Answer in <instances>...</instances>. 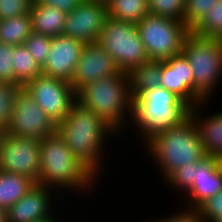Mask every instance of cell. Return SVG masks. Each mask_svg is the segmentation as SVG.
I'll return each mask as SVG.
<instances>
[{"label": "cell", "mask_w": 222, "mask_h": 222, "mask_svg": "<svg viewBox=\"0 0 222 222\" xmlns=\"http://www.w3.org/2000/svg\"><path fill=\"white\" fill-rule=\"evenodd\" d=\"M107 10L113 19L137 24L149 14L148 0H109Z\"/></svg>", "instance_id": "cell-23"}, {"label": "cell", "mask_w": 222, "mask_h": 222, "mask_svg": "<svg viewBox=\"0 0 222 222\" xmlns=\"http://www.w3.org/2000/svg\"><path fill=\"white\" fill-rule=\"evenodd\" d=\"M121 72L113 58L97 42L87 43L70 83L77 93L88 83L97 79L110 78Z\"/></svg>", "instance_id": "cell-13"}, {"label": "cell", "mask_w": 222, "mask_h": 222, "mask_svg": "<svg viewBox=\"0 0 222 222\" xmlns=\"http://www.w3.org/2000/svg\"><path fill=\"white\" fill-rule=\"evenodd\" d=\"M0 170L23 175L36 183L40 170V140L5 133L0 145Z\"/></svg>", "instance_id": "cell-10"}, {"label": "cell", "mask_w": 222, "mask_h": 222, "mask_svg": "<svg viewBox=\"0 0 222 222\" xmlns=\"http://www.w3.org/2000/svg\"><path fill=\"white\" fill-rule=\"evenodd\" d=\"M85 45L64 35L52 38L42 74L70 82Z\"/></svg>", "instance_id": "cell-14"}, {"label": "cell", "mask_w": 222, "mask_h": 222, "mask_svg": "<svg viewBox=\"0 0 222 222\" xmlns=\"http://www.w3.org/2000/svg\"><path fill=\"white\" fill-rule=\"evenodd\" d=\"M36 184L26 176L0 170V207L8 210Z\"/></svg>", "instance_id": "cell-20"}, {"label": "cell", "mask_w": 222, "mask_h": 222, "mask_svg": "<svg viewBox=\"0 0 222 222\" xmlns=\"http://www.w3.org/2000/svg\"><path fill=\"white\" fill-rule=\"evenodd\" d=\"M12 66L15 84L22 87L42 73V69L36 64V61L24 45L14 46Z\"/></svg>", "instance_id": "cell-24"}, {"label": "cell", "mask_w": 222, "mask_h": 222, "mask_svg": "<svg viewBox=\"0 0 222 222\" xmlns=\"http://www.w3.org/2000/svg\"><path fill=\"white\" fill-rule=\"evenodd\" d=\"M21 85L0 81V125L7 129Z\"/></svg>", "instance_id": "cell-26"}, {"label": "cell", "mask_w": 222, "mask_h": 222, "mask_svg": "<svg viewBox=\"0 0 222 222\" xmlns=\"http://www.w3.org/2000/svg\"><path fill=\"white\" fill-rule=\"evenodd\" d=\"M184 210H186L184 212ZM180 213H176L173 216L166 218H158L157 220H152L150 222H205L199 215L198 211L195 209H184ZM160 219V220H159Z\"/></svg>", "instance_id": "cell-34"}, {"label": "cell", "mask_w": 222, "mask_h": 222, "mask_svg": "<svg viewBox=\"0 0 222 222\" xmlns=\"http://www.w3.org/2000/svg\"><path fill=\"white\" fill-rule=\"evenodd\" d=\"M181 52L192 69L194 96L200 102L209 100L222 77V40L200 37L190 31Z\"/></svg>", "instance_id": "cell-6"}, {"label": "cell", "mask_w": 222, "mask_h": 222, "mask_svg": "<svg viewBox=\"0 0 222 222\" xmlns=\"http://www.w3.org/2000/svg\"><path fill=\"white\" fill-rule=\"evenodd\" d=\"M32 32L51 38L62 35L66 13L51 5L33 0L30 8Z\"/></svg>", "instance_id": "cell-19"}, {"label": "cell", "mask_w": 222, "mask_h": 222, "mask_svg": "<svg viewBox=\"0 0 222 222\" xmlns=\"http://www.w3.org/2000/svg\"><path fill=\"white\" fill-rule=\"evenodd\" d=\"M190 106L175 93L159 86L132 97L131 120L144 143L152 136L179 126L190 116Z\"/></svg>", "instance_id": "cell-3"}, {"label": "cell", "mask_w": 222, "mask_h": 222, "mask_svg": "<svg viewBox=\"0 0 222 222\" xmlns=\"http://www.w3.org/2000/svg\"><path fill=\"white\" fill-rule=\"evenodd\" d=\"M57 131L64 138L72 154L96 177L99 176L104 162L102 157L105 156V138L117 135V132L98 114L85 108L78 101L71 106L65 119L57 125Z\"/></svg>", "instance_id": "cell-1"}, {"label": "cell", "mask_w": 222, "mask_h": 222, "mask_svg": "<svg viewBox=\"0 0 222 222\" xmlns=\"http://www.w3.org/2000/svg\"><path fill=\"white\" fill-rule=\"evenodd\" d=\"M33 0H0V20L30 13Z\"/></svg>", "instance_id": "cell-33"}, {"label": "cell", "mask_w": 222, "mask_h": 222, "mask_svg": "<svg viewBox=\"0 0 222 222\" xmlns=\"http://www.w3.org/2000/svg\"><path fill=\"white\" fill-rule=\"evenodd\" d=\"M161 73L160 86L175 93L190 107L201 103L194 96L192 69L182 52L161 61Z\"/></svg>", "instance_id": "cell-16"}, {"label": "cell", "mask_w": 222, "mask_h": 222, "mask_svg": "<svg viewBox=\"0 0 222 222\" xmlns=\"http://www.w3.org/2000/svg\"><path fill=\"white\" fill-rule=\"evenodd\" d=\"M220 191H222V160L206 154L197 161L195 181L186 194L190 205L187 209L196 210Z\"/></svg>", "instance_id": "cell-15"}, {"label": "cell", "mask_w": 222, "mask_h": 222, "mask_svg": "<svg viewBox=\"0 0 222 222\" xmlns=\"http://www.w3.org/2000/svg\"><path fill=\"white\" fill-rule=\"evenodd\" d=\"M5 133H6V128L0 125V145L5 137Z\"/></svg>", "instance_id": "cell-37"}, {"label": "cell", "mask_w": 222, "mask_h": 222, "mask_svg": "<svg viewBox=\"0 0 222 222\" xmlns=\"http://www.w3.org/2000/svg\"><path fill=\"white\" fill-rule=\"evenodd\" d=\"M88 1H98V2L107 3L109 0H88Z\"/></svg>", "instance_id": "cell-39"}, {"label": "cell", "mask_w": 222, "mask_h": 222, "mask_svg": "<svg viewBox=\"0 0 222 222\" xmlns=\"http://www.w3.org/2000/svg\"><path fill=\"white\" fill-rule=\"evenodd\" d=\"M0 222H7V210L0 207Z\"/></svg>", "instance_id": "cell-36"}, {"label": "cell", "mask_w": 222, "mask_h": 222, "mask_svg": "<svg viewBox=\"0 0 222 222\" xmlns=\"http://www.w3.org/2000/svg\"><path fill=\"white\" fill-rule=\"evenodd\" d=\"M22 89L56 125L65 119L71 106L77 101L76 92L70 82L42 73L27 82Z\"/></svg>", "instance_id": "cell-9"}, {"label": "cell", "mask_w": 222, "mask_h": 222, "mask_svg": "<svg viewBox=\"0 0 222 222\" xmlns=\"http://www.w3.org/2000/svg\"><path fill=\"white\" fill-rule=\"evenodd\" d=\"M219 0H185L183 23L192 31Z\"/></svg>", "instance_id": "cell-27"}, {"label": "cell", "mask_w": 222, "mask_h": 222, "mask_svg": "<svg viewBox=\"0 0 222 222\" xmlns=\"http://www.w3.org/2000/svg\"><path fill=\"white\" fill-rule=\"evenodd\" d=\"M149 60L164 61L181 53L190 32L183 21L147 14L137 24Z\"/></svg>", "instance_id": "cell-8"}, {"label": "cell", "mask_w": 222, "mask_h": 222, "mask_svg": "<svg viewBox=\"0 0 222 222\" xmlns=\"http://www.w3.org/2000/svg\"><path fill=\"white\" fill-rule=\"evenodd\" d=\"M57 131V125L23 89L17 94L12 119L6 132L18 137L42 140Z\"/></svg>", "instance_id": "cell-11"}, {"label": "cell", "mask_w": 222, "mask_h": 222, "mask_svg": "<svg viewBox=\"0 0 222 222\" xmlns=\"http://www.w3.org/2000/svg\"><path fill=\"white\" fill-rule=\"evenodd\" d=\"M32 33L30 13L0 20V42L23 45Z\"/></svg>", "instance_id": "cell-22"}, {"label": "cell", "mask_w": 222, "mask_h": 222, "mask_svg": "<svg viewBox=\"0 0 222 222\" xmlns=\"http://www.w3.org/2000/svg\"><path fill=\"white\" fill-rule=\"evenodd\" d=\"M97 178L72 154L58 131L40 141V170L36 184L54 190L61 187L88 191Z\"/></svg>", "instance_id": "cell-2"}, {"label": "cell", "mask_w": 222, "mask_h": 222, "mask_svg": "<svg viewBox=\"0 0 222 222\" xmlns=\"http://www.w3.org/2000/svg\"><path fill=\"white\" fill-rule=\"evenodd\" d=\"M13 53L14 45L0 42V81L15 84Z\"/></svg>", "instance_id": "cell-32"}, {"label": "cell", "mask_w": 222, "mask_h": 222, "mask_svg": "<svg viewBox=\"0 0 222 222\" xmlns=\"http://www.w3.org/2000/svg\"><path fill=\"white\" fill-rule=\"evenodd\" d=\"M76 97L82 106L98 114L116 132L121 133L123 125L126 126V116L131 118L132 94L127 73L88 83Z\"/></svg>", "instance_id": "cell-5"}, {"label": "cell", "mask_w": 222, "mask_h": 222, "mask_svg": "<svg viewBox=\"0 0 222 222\" xmlns=\"http://www.w3.org/2000/svg\"><path fill=\"white\" fill-rule=\"evenodd\" d=\"M38 4L51 5L66 14L76 9L84 0H35Z\"/></svg>", "instance_id": "cell-35"}, {"label": "cell", "mask_w": 222, "mask_h": 222, "mask_svg": "<svg viewBox=\"0 0 222 222\" xmlns=\"http://www.w3.org/2000/svg\"><path fill=\"white\" fill-rule=\"evenodd\" d=\"M196 167L197 161L193 164L182 166L164 182L173 187V189L175 188L176 190H180V192L182 191L183 194L185 192L187 194L195 181Z\"/></svg>", "instance_id": "cell-30"}, {"label": "cell", "mask_w": 222, "mask_h": 222, "mask_svg": "<svg viewBox=\"0 0 222 222\" xmlns=\"http://www.w3.org/2000/svg\"><path fill=\"white\" fill-rule=\"evenodd\" d=\"M149 13L183 21L185 0H148Z\"/></svg>", "instance_id": "cell-28"}, {"label": "cell", "mask_w": 222, "mask_h": 222, "mask_svg": "<svg viewBox=\"0 0 222 222\" xmlns=\"http://www.w3.org/2000/svg\"><path fill=\"white\" fill-rule=\"evenodd\" d=\"M207 105L206 101L190 108V116L195 121L199 130L200 139L202 142L205 154L218 157L222 160V112L213 113L199 118L198 111L202 110L203 105ZM200 107V109L198 108ZM199 109V110H198ZM198 113V114H197Z\"/></svg>", "instance_id": "cell-18"}, {"label": "cell", "mask_w": 222, "mask_h": 222, "mask_svg": "<svg viewBox=\"0 0 222 222\" xmlns=\"http://www.w3.org/2000/svg\"><path fill=\"white\" fill-rule=\"evenodd\" d=\"M143 145L161 169L158 171L165 181L180 167L193 164L206 155L191 116L179 126L152 136Z\"/></svg>", "instance_id": "cell-4"}, {"label": "cell", "mask_w": 222, "mask_h": 222, "mask_svg": "<svg viewBox=\"0 0 222 222\" xmlns=\"http://www.w3.org/2000/svg\"><path fill=\"white\" fill-rule=\"evenodd\" d=\"M107 17V3L84 0L66 14L62 35L85 44L97 42Z\"/></svg>", "instance_id": "cell-12"}, {"label": "cell", "mask_w": 222, "mask_h": 222, "mask_svg": "<svg viewBox=\"0 0 222 222\" xmlns=\"http://www.w3.org/2000/svg\"><path fill=\"white\" fill-rule=\"evenodd\" d=\"M161 76V61L149 60L132 69L128 73L132 97H137L144 90L158 88Z\"/></svg>", "instance_id": "cell-21"}, {"label": "cell", "mask_w": 222, "mask_h": 222, "mask_svg": "<svg viewBox=\"0 0 222 222\" xmlns=\"http://www.w3.org/2000/svg\"><path fill=\"white\" fill-rule=\"evenodd\" d=\"M192 32L200 37L222 40V0L215 2Z\"/></svg>", "instance_id": "cell-25"}, {"label": "cell", "mask_w": 222, "mask_h": 222, "mask_svg": "<svg viewBox=\"0 0 222 222\" xmlns=\"http://www.w3.org/2000/svg\"><path fill=\"white\" fill-rule=\"evenodd\" d=\"M205 222H222V191L196 209Z\"/></svg>", "instance_id": "cell-31"}, {"label": "cell", "mask_w": 222, "mask_h": 222, "mask_svg": "<svg viewBox=\"0 0 222 222\" xmlns=\"http://www.w3.org/2000/svg\"><path fill=\"white\" fill-rule=\"evenodd\" d=\"M97 43L113 58L120 70L129 73L149 61L135 23L107 17Z\"/></svg>", "instance_id": "cell-7"}, {"label": "cell", "mask_w": 222, "mask_h": 222, "mask_svg": "<svg viewBox=\"0 0 222 222\" xmlns=\"http://www.w3.org/2000/svg\"><path fill=\"white\" fill-rule=\"evenodd\" d=\"M60 222L59 220H57L55 217H52L51 219H44L38 222Z\"/></svg>", "instance_id": "cell-38"}, {"label": "cell", "mask_w": 222, "mask_h": 222, "mask_svg": "<svg viewBox=\"0 0 222 222\" xmlns=\"http://www.w3.org/2000/svg\"><path fill=\"white\" fill-rule=\"evenodd\" d=\"M52 188L40 184L7 210V222H38L51 219Z\"/></svg>", "instance_id": "cell-17"}, {"label": "cell", "mask_w": 222, "mask_h": 222, "mask_svg": "<svg viewBox=\"0 0 222 222\" xmlns=\"http://www.w3.org/2000/svg\"><path fill=\"white\" fill-rule=\"evenodd\" d=\"M51 39V37L32 32L23 44L41 69L48 58Z\"/></svg>", "instance_id": "cell-29"}]
</instances>
